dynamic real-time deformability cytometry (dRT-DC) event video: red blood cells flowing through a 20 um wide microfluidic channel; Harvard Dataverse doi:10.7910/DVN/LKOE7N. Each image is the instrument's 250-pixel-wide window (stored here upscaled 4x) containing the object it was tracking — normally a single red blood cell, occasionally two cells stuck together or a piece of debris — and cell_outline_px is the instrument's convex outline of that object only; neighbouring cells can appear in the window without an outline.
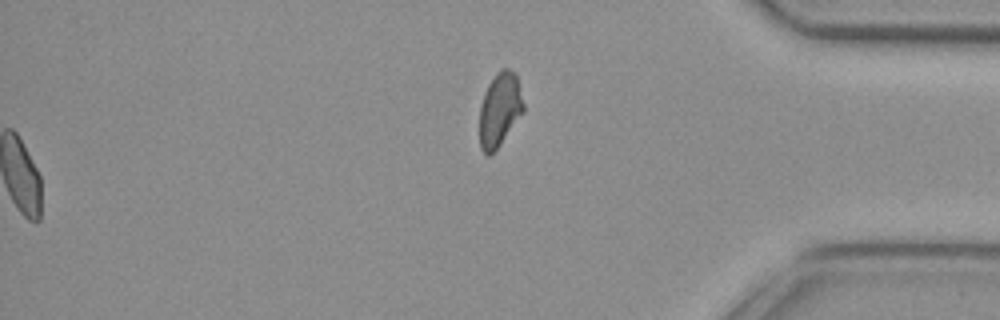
{"species": "common noctule bat (a hibernating species)", "species_latin": "Nyctalus noctula", "temperature_condition": "cold", "stored_images_in_passage": 41, "segment_of_instrument_passage": [2, 2], "camera_frame_rate_fps": 3000, "um_per_image_px": 0.085, "animal": {"sex": "female", "body_mass_g": 29.2, "forearm_length_mm": 56.3}, "frame": {"image": 1, "passage_image": 41, "time_ms": 13.333, "image_size_px": [1000, 320], "cell_outline_px": [[524, 112], [496, 148], [488, 156], [480, 148], [480, 108], [484, 92], [488, 84], [496, 72], [500, 68], [508, 68], [516, 72], [524, 104]], "centroid_in_image_um": [42.48, 9.25], "position_along_channel_um": 392.7, "area_um2": 18.84}}